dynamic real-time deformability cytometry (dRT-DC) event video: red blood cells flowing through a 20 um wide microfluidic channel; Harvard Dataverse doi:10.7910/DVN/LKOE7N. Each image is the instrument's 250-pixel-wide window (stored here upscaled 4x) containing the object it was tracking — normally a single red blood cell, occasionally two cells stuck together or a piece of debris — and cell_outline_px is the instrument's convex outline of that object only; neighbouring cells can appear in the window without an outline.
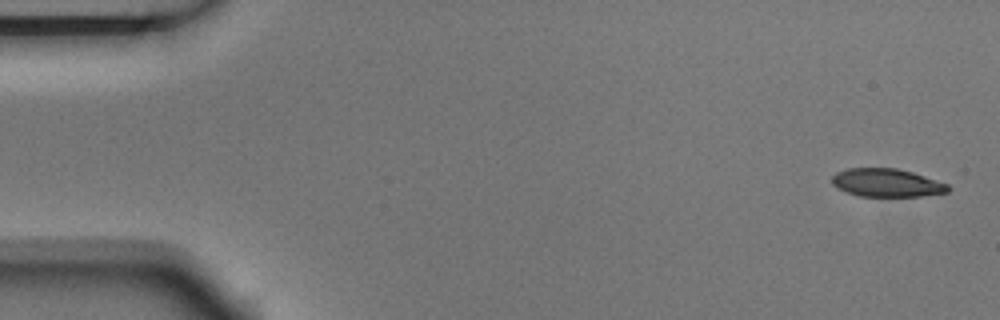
{"species": "Egyptian fruit bat (a non-hibernating species)", "species_latin": "Rousettus aegyptiacus", "temperature_condition": "room temperature", "stored_images_in_passage": 4, "camera_frame_rate_fps": 3000, "um_per_image_px": 0.085, "animal": {"sex": "male"}, "frame": {"image": 1, "passage_image": 1, "time_ms": 0.0, "image_size_px": [1000, 320], "cell_outline_px": [[952, 188], [948, 192], [920, 196], [860, 196], [848, 192], [832, 184], [832, 176], [836, 172], [848, 168], [896, 168], [912, 172], [948, 184]], "centroid_in_image_um": [75.39, 15.53], "position_along_channel_um": 9.6, "area_um2": 18.9}}